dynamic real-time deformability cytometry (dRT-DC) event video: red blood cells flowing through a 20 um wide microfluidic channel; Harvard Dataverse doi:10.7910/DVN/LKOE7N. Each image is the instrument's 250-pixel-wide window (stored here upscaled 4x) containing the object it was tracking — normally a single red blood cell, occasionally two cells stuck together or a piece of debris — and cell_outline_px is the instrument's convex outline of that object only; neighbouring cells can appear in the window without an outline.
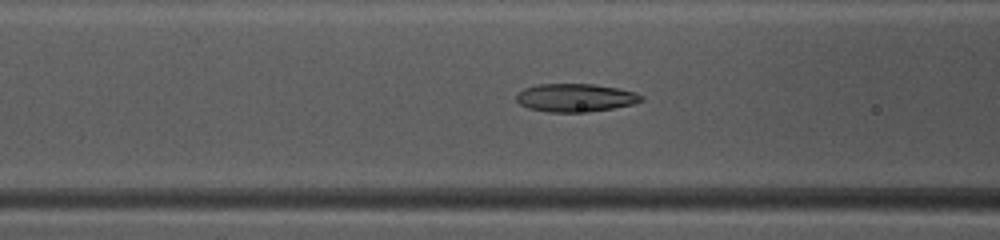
{"species": "common noctule bat (a hibernating species)", "species_latin": "Nyctalus noctula", "temperature_condition": "warm", "stored_images_in_passage": 49, "camera_frame_rate_fps": 3000, "um_per_image_px": 0.085, "animal": {"sex": "female", "body_mass_g": 10.0, "forearm_length_mm": 53.1}, "frame": {"image": 1, "passage_image": 20, "time_ms": 6.333, "image_size_px": [1000, 240], "cell_outline_px": [[644, 100], [632, 104], [612, 108], [588, 112], [548, 112], [528, 108], [520, 104], [516, 100], [516, 96], [524, 88], [536, 84], [592, 84], [616, 88], [636, 92], [644, 96]], "centroid_in_image_um": [48.91, 8.31], "position_along_channel_um": 117.7, "area_um2": 20.46}}
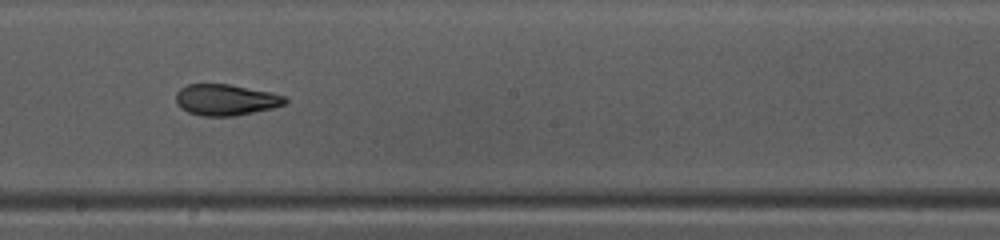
{"frame": {"image": 2, "passage_image": 28, "time_ms": 9.0, "image_size_px": [1000, 240], "cell_outline_px": [[288, 104], [272, 108], [236, 116], [200, 116], [188, 112], [180, 108], [176, 104], [176, 92], [180, 88], [188, 84], [228, 84], [272, 92], [284, 96], [288, 100]], "centroid_in_image_um": [19.19, 8.49], "position_along_channel_um": 229.0, "area_um2": 20.06}}
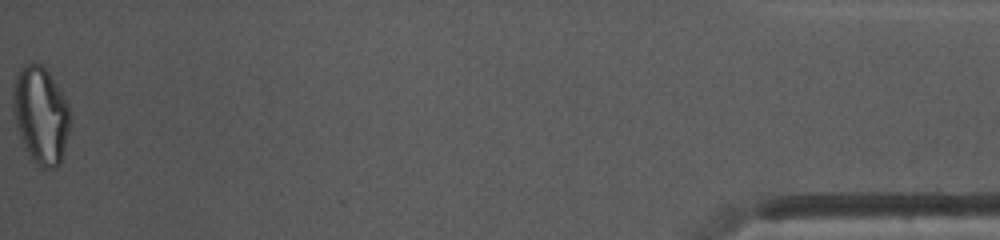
{"frame": {"image": 3, "passage_image": 49, "time_ms": 16.0, "image_size_px": [1000, 240], "cell_outline_px": [[68, 132], [60, 164], [56, 168], [44, 168], [36, 164], [28, 156], [20, 136], [12, 108], [12, 92], [20, 68], [24, 64], [40, 64], [48, 72], [68, 104]], "centroid_in_image_um": [3.43, 9.81], "position_along_channel_um": 431.8, "area_um2": 31.67}, "authors_computed_cell_mechanics": {"area_um2": 21.386, "velocity_mm_per_s": 4.1603, "shape_relaxation_time_tau1_ms": null, "shape_relaxation_time_tau2_ms": 1.5413, "deformation_change_tau1": null, "deformation_change_tau2": 0.0832}}